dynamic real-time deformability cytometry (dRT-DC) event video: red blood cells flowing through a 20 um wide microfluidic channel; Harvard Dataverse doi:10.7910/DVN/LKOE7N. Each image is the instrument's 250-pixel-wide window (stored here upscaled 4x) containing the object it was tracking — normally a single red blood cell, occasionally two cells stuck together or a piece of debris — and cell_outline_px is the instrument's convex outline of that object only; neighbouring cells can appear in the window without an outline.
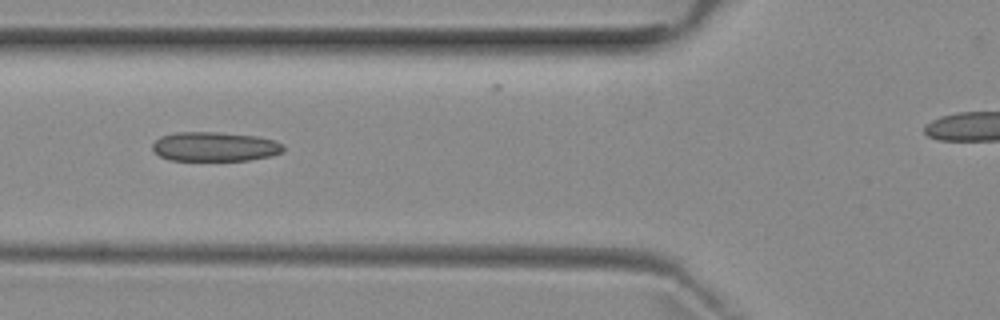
{"species": "common noctule bat (a hibernating species)", "species_latin": "Nyctalus noctula", "temperature_condition": "room temperature", "stored_images_in_passage": 7, "camera_frame_rate_fps": 3000, "um_per_image_px": 0.085, "animal": {"sex": "female", "body_mass_g": 29.2, "forearm_length_mm": 56.3}, "frame": {"image": 1, "passage_image": 4, "time_ms": 3.333, "image_size_px": [1000, 320], "cell_outline_px": [[284, 152], [272, 156], [248, 160], [172, 160], [160, 156], [152, 152], [152, 144], [160, 136], [176, 132], [216, 132], [256, 136], [276, 140], [284, 144]], "centroid_in_image_um": [18.27, 12.46], "position_along_channel_um": 107.5, "area_um2": 22.6}}
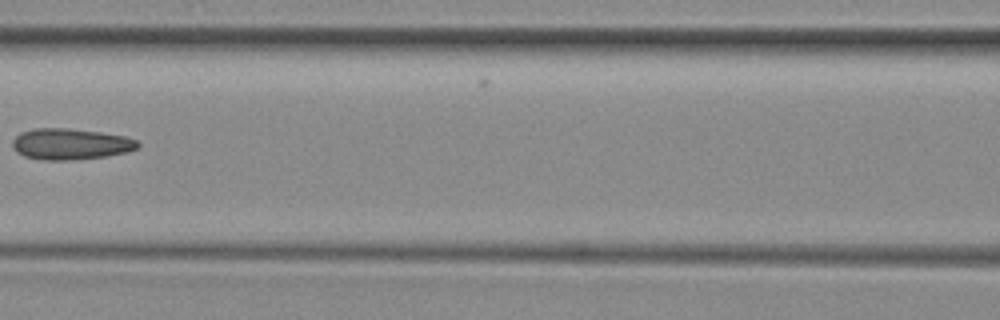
{"frame": {"image": 2, "passage_image": 5, "time_ms": 4.667, "image_size_px": [1000, 320], "cell_outline_px": [[140, 144], [136, 148], [128, 152], [108, 156], [68, 160], [44, 160], [24, 156], [16, 152], [12, 144], [12, 140], [20, 132], [32, 128], [68, 128], [100, 132], [128, 136], [136, 140]], "centroid_in_image_um": [5.99, 12.23], "position_along_channel_um": 160.6, "area_um2": 22.89}}
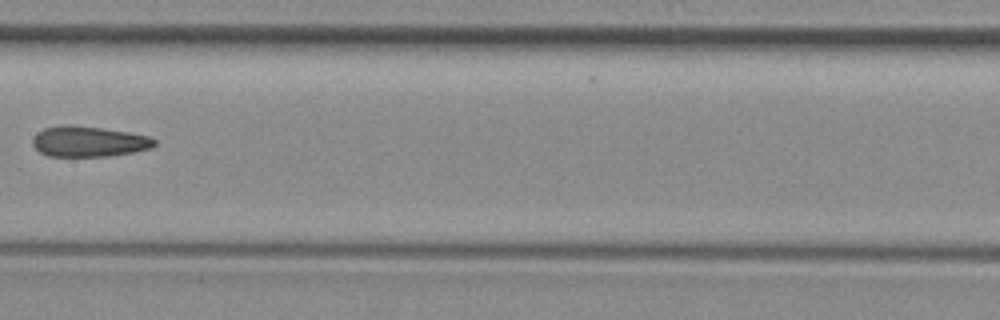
{"frame": {"image": 3, "passage_image": 6, "time_ms": 5.667, "image_size_px": [1000, 320], "cell_outline_px": [[156, 144], [148, 148], [132, 152], [108, 156], [48, 156], [40, 152], [32, 144], [32, 140], [44, 128], [68, 124], [100, 128], [128, 132], [152, 136], [156, 140]], "centroid_in_image_um": [7.56, 12.03], "position_along_channel_um": 199.8, "area_um2": 21.44}}